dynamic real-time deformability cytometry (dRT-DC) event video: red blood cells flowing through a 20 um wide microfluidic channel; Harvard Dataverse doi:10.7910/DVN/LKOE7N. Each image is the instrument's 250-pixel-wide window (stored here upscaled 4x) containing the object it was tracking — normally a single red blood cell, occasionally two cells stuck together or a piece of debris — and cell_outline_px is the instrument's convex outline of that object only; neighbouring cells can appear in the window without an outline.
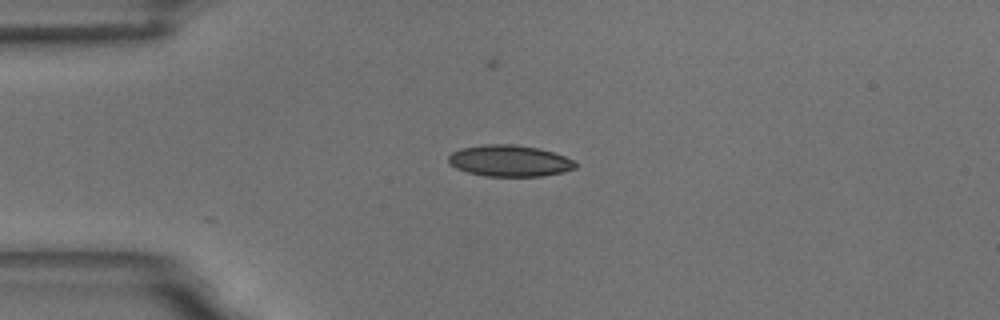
{"species": "common noctule bat (a hibernating species)", "species_latin": "Nyctalus noctula", "temperature_condition": "room temperature", "stored_images_in_passage": 11, "camera_frame_rate_fps": 3000, "um_per_image_px": 0.085, "animal": {"sex": "male", "body_mass_g": 18.8}, "frame": {"image": 1, "passage_image": 1, "time_ms": 0.0, "image_size_px": [1000, 320], "cell_outline_px": [[576, 168], [560, 172], [540, 176], [484, 176], [468, 172], [456, 168], [448, 164], [448, 156], [452, 152], [460, 148], [484, 144], [516, 144], [540, 148], [564, 156], [572, 160], [576, 164]], "centroid_in_image_um": [43.26, 13.66], "position_along_channel_um": 41.7, "area_um2": 23.24}}
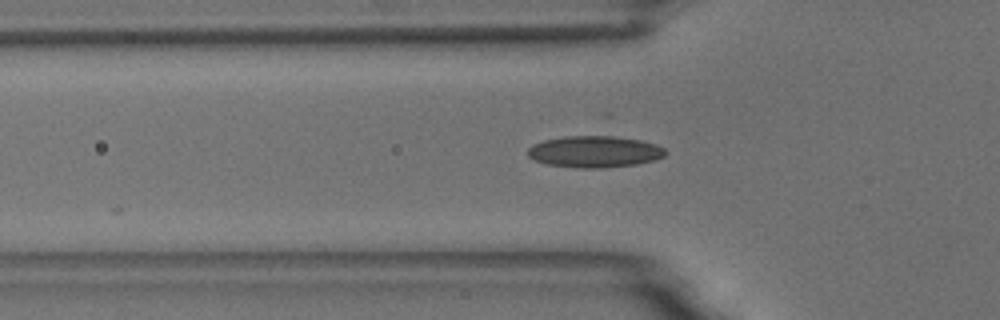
{"frame": {"image": 2, "passage_image": 6, "time_ms": 1.667, "image_size_px": [1000, 320], "cell_outline_px": [[668, 152], [664, 156], [652, 160], [636, 164], [600, 168], [580, 168], [548, 164], [536, 160], [528, 156], [528, 148], [532, 144], [544, 140], [564, 136], [604, 132], [640, 140], [656, 144], [664, 148]], "centroid_in_image_um": [50.56, 12.83], "position_along_channel_um": 75.2, "area_um2": 26.13}}